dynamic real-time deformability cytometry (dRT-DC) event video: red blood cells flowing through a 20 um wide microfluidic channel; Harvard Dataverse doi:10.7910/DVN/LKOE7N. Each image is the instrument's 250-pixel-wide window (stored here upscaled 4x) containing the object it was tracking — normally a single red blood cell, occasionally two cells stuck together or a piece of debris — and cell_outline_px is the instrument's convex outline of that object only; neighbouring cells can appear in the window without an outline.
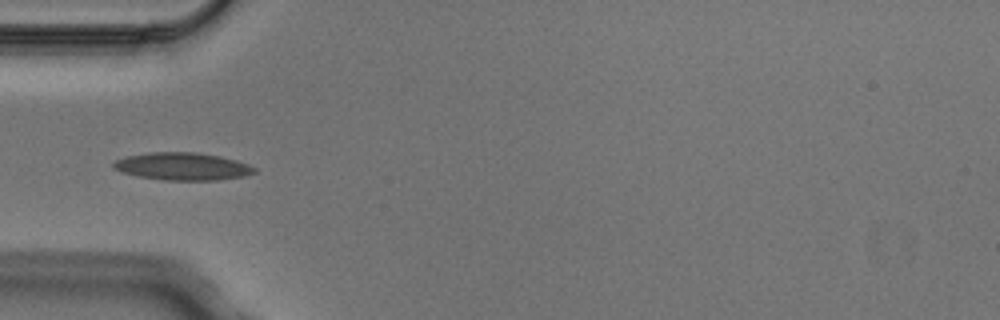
{"species": "Egyptian fruit bat (a non-hibernating species)", "species_latin": "Rousettus aegyptiacus", "temperature_condition": "cold", "stored_images_in_passage": 7, "camera_frame_rate_fps": 3000, "um_per_image_px": 0.085, "animal": {"sex": "male"}, "frame": {"image": 1, "passage_image": 4, "time_ms": 1.0, "image_size_px": [1000, 320], "cell_outline_px": [[256, 172], [244, 176], [216, 180], [164, 180], [136, 176], [120, 172], [112, 168], [112, 164], [116, 160], [124, 156], [148, 152], [196, 152], [220, 156], [236, 160], [248, 164], [256, 168]], "centroid_in_image_um": [15.47, 14.14], "position_along_channel_um": 69.5, "area_um2": 22.83}}
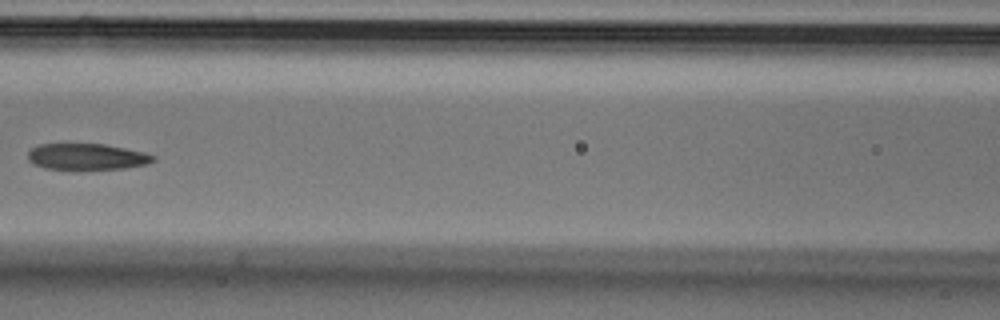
{"frame": {"image": 2, "passage_image": 6, "time_ms": 1.667, "image_size_px": [1000, 320], "cell_outline_px": [[156, 160], [144, 164], [124, 168], [76, 172], [72, 172], [44, 168], [28, 160], [28, 152], [32, 148], [40, 144], [104, 144], [144, 152], [156, 156]], "centroid_in_image_um": [7.36, 13.36], "position_along_channel_um": 159.2, "area_um2": 19.83}}
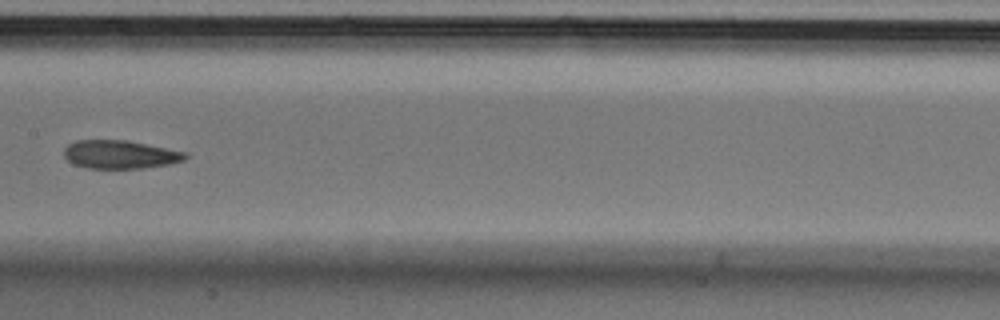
{"frame": {"image": 3, "passage_image": 7, "time_ms": 2.0, "image_size_px": [1000, 320], "cell_outline_px": [[188, 156], [184, 160], [172, 164], [144, 168], [88, 168], [72, 164], [64, 156], [64, 148], [68, 144], [76, 140], [128, 140], [184, 152]], "centroid_in_image_um": [10.18, 13.13], "position_along_channel_um": 197.2, "area_um2": 20.06}}